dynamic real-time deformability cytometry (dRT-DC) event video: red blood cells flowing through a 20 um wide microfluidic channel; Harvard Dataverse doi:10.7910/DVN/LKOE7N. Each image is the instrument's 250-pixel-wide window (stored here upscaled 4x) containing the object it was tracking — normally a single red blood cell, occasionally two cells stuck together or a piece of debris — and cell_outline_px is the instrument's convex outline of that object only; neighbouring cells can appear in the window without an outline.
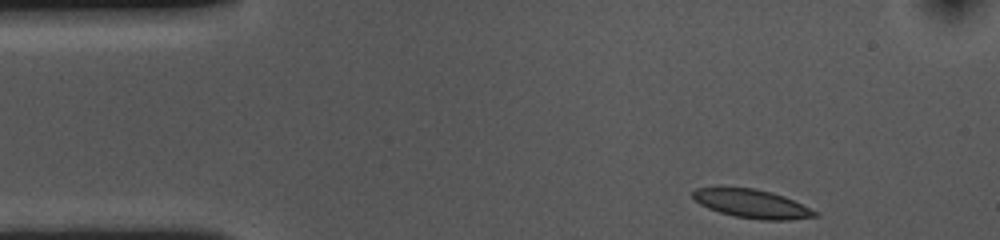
{"species": "common noctule bat (a hibernating species)", "species_latin": "Nyctalus noctula", "temperature_condition": "cold", "stored_images_in_passage": 38, "camera_frame_rate_fps": 3000, "um_per_image_px": 0.085, "animal": {"sex": "female", "body_mass_g": 10.0, "forearm_length_mm": 53.1}, "frame": {"image": 1, "passage_image": 1, "time_ms": 0.0, "image_size_px": [1000, 240], "cell_outline_px": [[820, 216], [788, 220], [760, 220], [736, 216], [720, 212], [708, 208], [700, 204], [692, 196], [692, 192], [696, 188], [756, 188], [772, 192], [784, 196], [820, 212]], "centroid_in_image_um": [63.98, 17.33], "position_along_channel_um": 21.0, "area_um2": 20.29}}
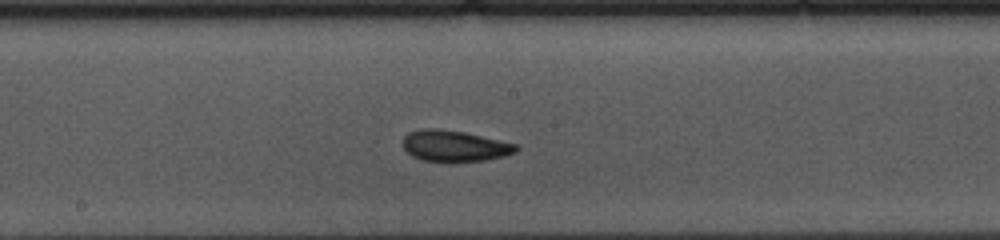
{"frame": {"image": 2, "passage_image": 22, "time_ms": 7.0, "image_size_px": [1000, 240], "cell_outline_px": [[520, 148], [516, 152], [504, 156], [484, 160], [420, 160], [412, 156], [404, 148], [404, 136], [408, 132], [424, 128], [440, 128], [464, 132], [516, 144]], "centroid_in_image_um": [38.63, 12.38], "position_along_channel_um": 209.6, "area_um2": 20.11}}
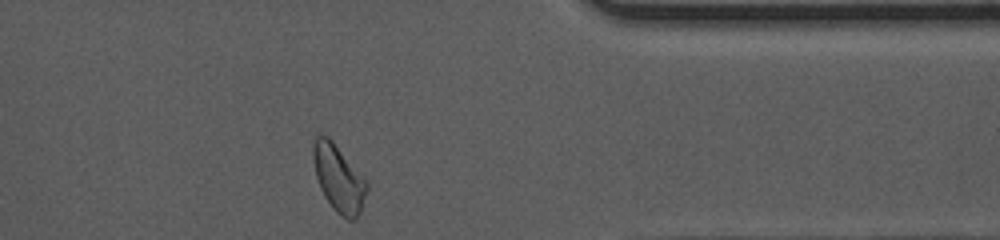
{"frame": {"image": 3, "passage_image": 38, "time_ms": 12.333, "image_size_px": [1000, 240], "cell_outline_px": [[368, 188], [360, 212], [356, 220], [348, 220], [340, 216], [332, 208], [324, 196], [320, 188], [316, 176], [312, 160], [312, 144], [316, 136], [320, 132], [328, 136], [332, 140], [368, 184]], "centroid_in_image_um": [28.74, 15.16], "position_along_channel_um": 382.7, "area_um2": 20.92}, "authors_computed_cell_mechanics": {"area_um2": 20.6346, "velocity_mm_per_s": 3.5755, "shape_relaxation_time_tau1_ms": 3.5259, "shape_relaxation_time_tau2_ms": 1.7179, "deformation_change_tau1": 0.0941, "deformation_change_tau2": 0.0681}}